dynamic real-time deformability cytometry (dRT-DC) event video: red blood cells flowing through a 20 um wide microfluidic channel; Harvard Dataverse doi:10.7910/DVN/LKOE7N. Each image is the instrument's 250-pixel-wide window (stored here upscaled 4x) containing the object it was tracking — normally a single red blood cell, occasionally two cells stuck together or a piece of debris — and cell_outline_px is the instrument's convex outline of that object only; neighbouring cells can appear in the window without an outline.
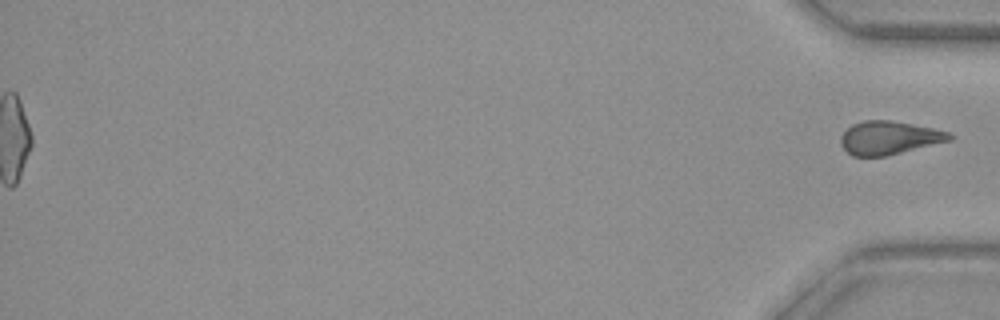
{"species": "common noctule bat (a hibernating species)", "species_latin": "Nyctalus noctula", "temperature_condition": "warm", "stored_images_in_passage": 50, "segment_of_instrument_passage": [2, 2], "camera_frame_rate_fps": 3000, "um_per_image_px": 0.085, "animal": {"sex": "female", "body_mass_g": 29.2, "forearm_length_mm": 56.3}, "frame": {"image": 1, "passage_image": 50, "time_ms": 16.333, "image_size_px": [1000, 320], "cell_outline_px": [[952, 140], [884, 156], [852, 156], [840, 144], [840, 136], [852, 124], [864, 120], [892, 120], [932, 128], [948, 132], [952, 136]], "centroid_in_image_um": [75.54, 11.7], "position_along_channel_um": 359.7, "area_um2": 20.92}}